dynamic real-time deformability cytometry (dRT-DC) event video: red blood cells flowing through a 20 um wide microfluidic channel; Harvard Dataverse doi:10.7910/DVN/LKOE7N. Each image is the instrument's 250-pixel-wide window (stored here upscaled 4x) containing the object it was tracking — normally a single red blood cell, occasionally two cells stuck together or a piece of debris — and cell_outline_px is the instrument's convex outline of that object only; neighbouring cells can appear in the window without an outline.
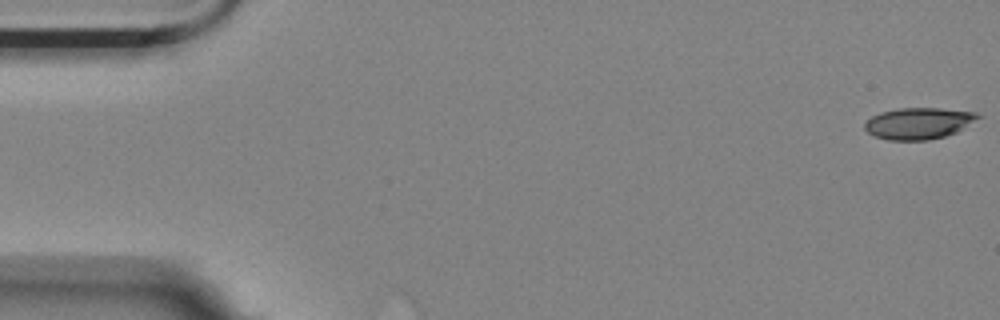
{"species": "Egyptian fruit bat (a non-hibernating species)", "species_latin": "Rousettus aegyptiacus", "temperature_condition": "room temperature", "stored_images_in_passage": 9, "camera_frame_rate_fps": 3000, "um_per_image_px": 0.085, "animal": {"sex": "female"}, "frame": {"image": 1, "passage_image": 1, "time_ms": 0.0, "image_size_px": [1000, 320], "cell_outline_px": [[984, 116], [956, 132], [944, 136], [928, 140], [888, 140], [876, 136], [868, 132], [864, 128], [864, 124], [872, 116], [880, 112], [900, 108], [940, 108], [976, 112]], "centroid_in_image_um": [78.11, 10.47], "position_along_channel_um": 6.9, "area_um2": 20.75}}